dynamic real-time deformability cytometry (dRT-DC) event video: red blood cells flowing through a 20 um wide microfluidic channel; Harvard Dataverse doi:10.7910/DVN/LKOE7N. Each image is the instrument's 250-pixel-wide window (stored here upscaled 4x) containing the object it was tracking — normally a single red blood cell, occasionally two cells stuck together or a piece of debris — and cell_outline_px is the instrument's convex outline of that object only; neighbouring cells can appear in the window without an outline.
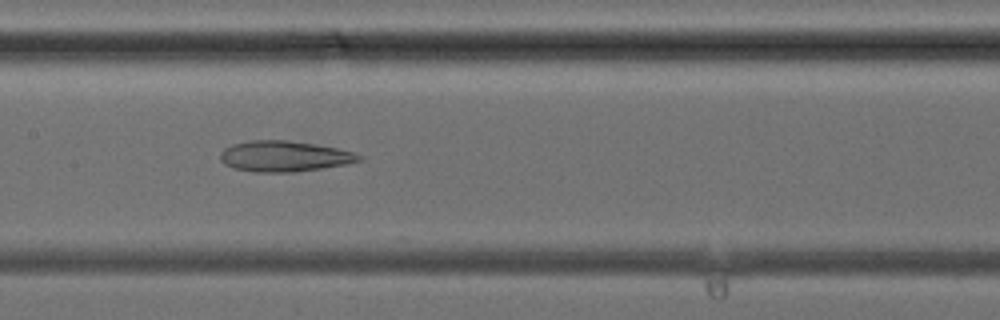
{"species": "common noctule bat (a hibernating species)", "species_latin": "Nyctalus noctula", "temperature_condition": "cold", "stored_images_in_passage": 35, "camera_frame_rate_fps": 3000, "um_per_image_px": 0.085, "animal": {"sex": "female", "body_mass_g": 24.6, "forearm_length_mm": 56.2}, "frame": {"image": 1, "passage_image": 16, "time_ms": 5.0, "image_size_px": [1000, 320], "cell_outline_px": [[364, 160], [348, 164], [292, 172], [252, 172], [232, 168], [224, 164], [220, 160], [220, 152], [224, 148], [232, 144], [252, 140], [288, 140], [336, 148], [356, 152], [364, 156]], "centroid_in_image_um": [24.17, 13.28], "position_along_channel_um": 183.2, "area_um2": 25.03}}
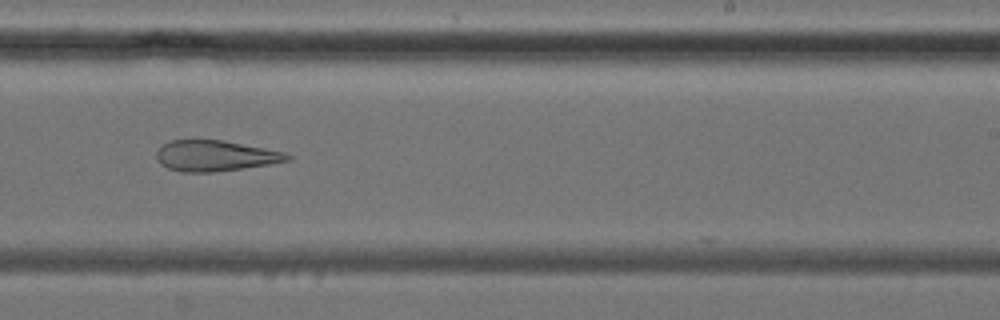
{"frame": {"image": 2, "passage_image": 21, "time_ms": 6.667, "image_size_px": [1000, 320], "cell_outline_px": [[292, 160], [268, 164], [212, 172], [184, 172], [168, 168], [160, 164], [156, 156], [156, 152], [164, 144], [172, 140], [224, 140], [284, 152], [292, 156]], "centroid_in_image_um": [18.29, 13.24], "position_along_channel_um": 270.7, "area_um2": 23.18}}
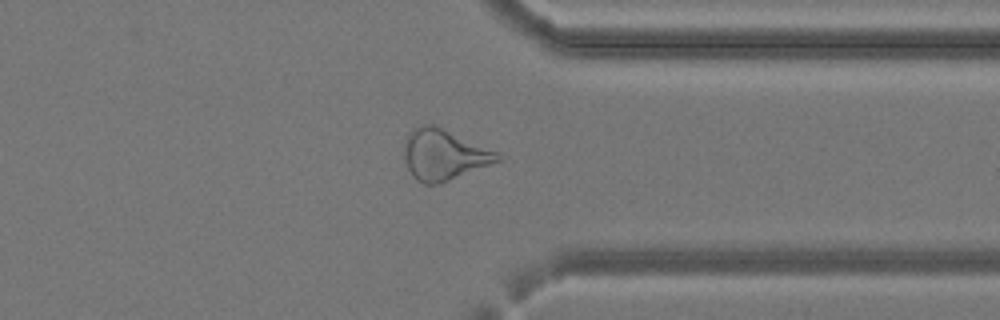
{"frame": {"image": 3, "passage_image": 27, "time_ms": 8.667, "image_size_px": [1000, 320], "cell_outline_px": [[504, 160], [448, 180], [436, 184], [424, 184], [416, 180], [412, 176], [404, 160], [404, 140], [408, 132], [412, 128], [420, 124], [432, 124], [496, 152]], "centroid_in_image_um": [37.67, 13.15], "position_along_channel_um": 373.7, "area_um2": 27.34}}